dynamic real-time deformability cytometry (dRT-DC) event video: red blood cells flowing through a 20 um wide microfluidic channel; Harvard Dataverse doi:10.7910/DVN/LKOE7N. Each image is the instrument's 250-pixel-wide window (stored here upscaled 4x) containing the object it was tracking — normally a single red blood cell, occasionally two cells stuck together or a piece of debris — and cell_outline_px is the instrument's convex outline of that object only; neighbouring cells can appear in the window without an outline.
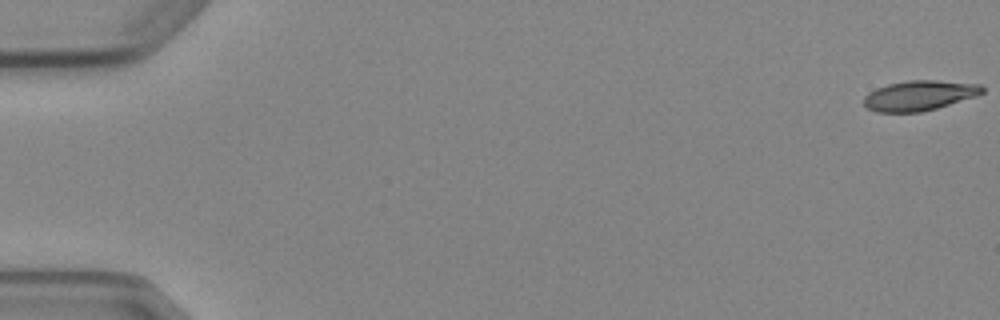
{"species": "Egyptian fruit bat (a non-hibernating species)", "species_latin": "Rousettus aegyptiacus", "temperature_condition": "cold", "stored_images_in_passage": 8, "camera_frame_rate_fps": 3000, "um_per_image_px": 0.085, "animal": {"sex": "female"}, "frame": {"image": 1, "passage_image": 1, "time_ms": 0.0, "image_size_px": [1000, 320], "cell_outline_px": [[984, 92], [976, 96], [936, 108], [920, 112], [876, 112], [868, 108], [864, 104], [864, 96], [868, 92], [876, 88], [888, 84], [908, 80], [936, 80], [980, 84], [984, 88]], "centroid_in_image_um": [78.13, 8.11], "position_along_channel_um": 6.9, "area_um2": 20.69}}
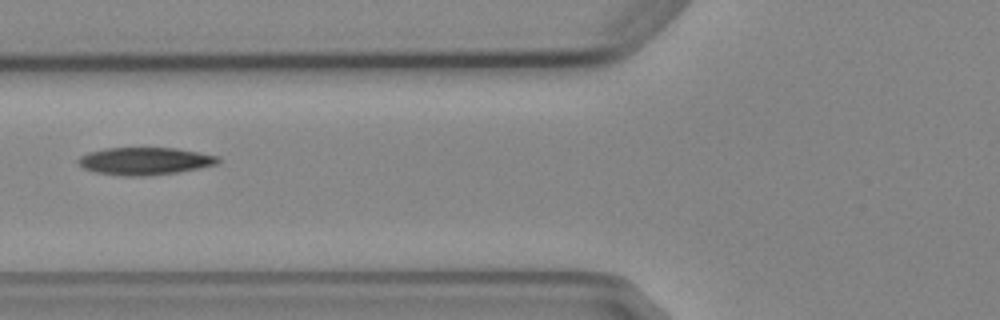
{"frame": {"image": 2, "passage_image": 7, "time_ms": 7.0, "image_size_px": [1000, 320], "cell_outline_px": [[220, 160], [216, 164], [200, 168], [176, 172], [148, 176], [124, 176], [96, 172], [84, 168], [76, 160], [80, 156], [88, 152], [104, 148], [176, 148], [220, 156]], "centroid_in_image_um": [12.31, 13.69], "position_along_channel_um": 113.5, "area_um2": 22.37}}
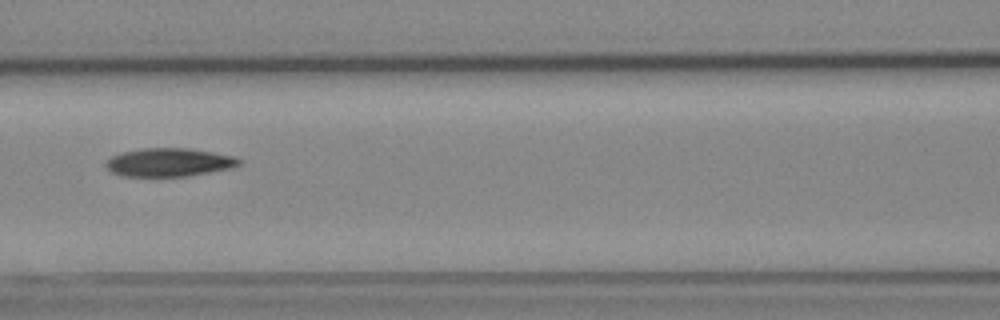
{"frame": {"image": 3, "passage_image": 8, "time_ms": 8.0, "image_size_px": [1000, 320], "cell_outline_px": [[244, 160], [240, 164], [232, 168], [188, 176], [120, 176], [112, 172], [104, 164], [112, 156], [124, 152], [140, 148], [192, 148], [232, 156]], "centroid_in_image_um": [14.39, 13.8], "position_along_channel_um": 152.2, "area_um2": 22.02}}